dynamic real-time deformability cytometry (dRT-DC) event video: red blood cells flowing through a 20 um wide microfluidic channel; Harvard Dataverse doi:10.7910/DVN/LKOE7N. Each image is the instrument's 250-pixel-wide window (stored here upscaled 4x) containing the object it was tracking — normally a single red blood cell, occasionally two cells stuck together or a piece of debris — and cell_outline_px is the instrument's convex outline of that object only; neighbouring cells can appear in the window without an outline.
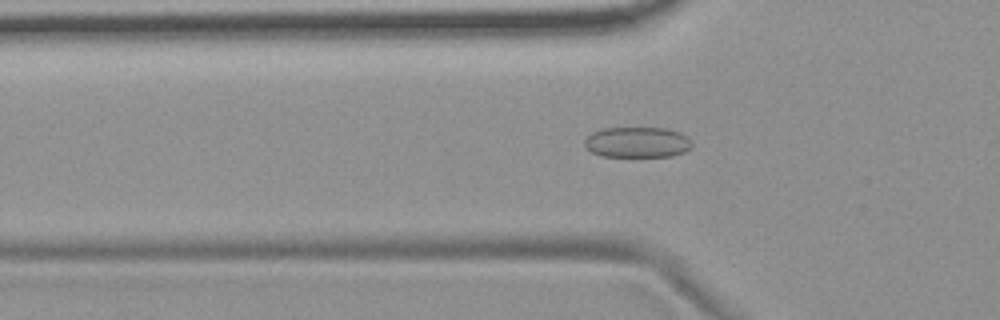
{"species": "common noctule bat (a hibernating species)", "species_latin": "Nyctalus noctula", "temperature_condition": "room temperature", "stored_images_in_passage": 54, "camera_frame_rate_fps": 3000, "um_per_image_px": 0.085, "animal": {"sex": "female", "body_mass_g": 19.9}, "frame": {"image": 1, "passage_image": 17, "time_ms": 5.333, "image_size_px": [1000, 320], "cell_outline_px": [[692, 148], [684, 152], [672, 156], [600, 156], [592, 152], [584, 144], [584, 140], [592, 132], [600, 128], [668, 128], [680, 132], [688, 136], [692, 144]], "centroid_in_image_um": [54.19, 12.08], "position_along_channel_um": 71.6, "area_um2": 19.31}}
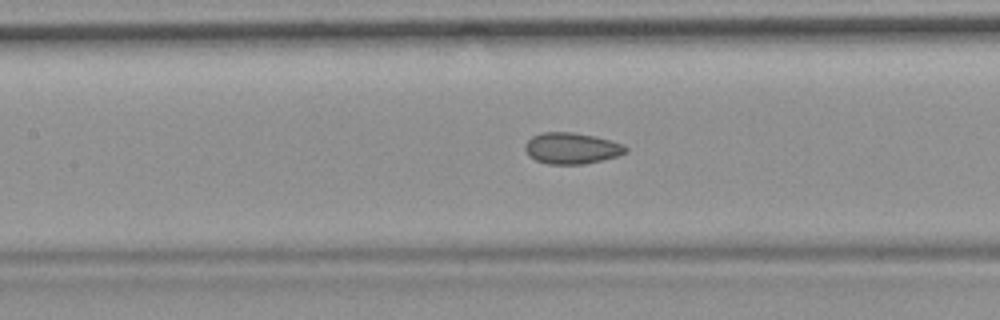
{"frame": {"image": 2, "passage_image": 24, "time_ms": 7.667, "image_size_px": [1000, 320], "cell_outline_px": [[628, 152], [616, 156], [584, 164], [548, 164], [536, 160], [528, 156], [524, 148], [524, 144], [532, 136], [544, 132], [572, 132], [596, 136], [624, 144], [628, 148]], "centroid_in_image_um": [48.58, 12.6], "position_along_channel_um": 158.8, "area_um2": 18.38}}
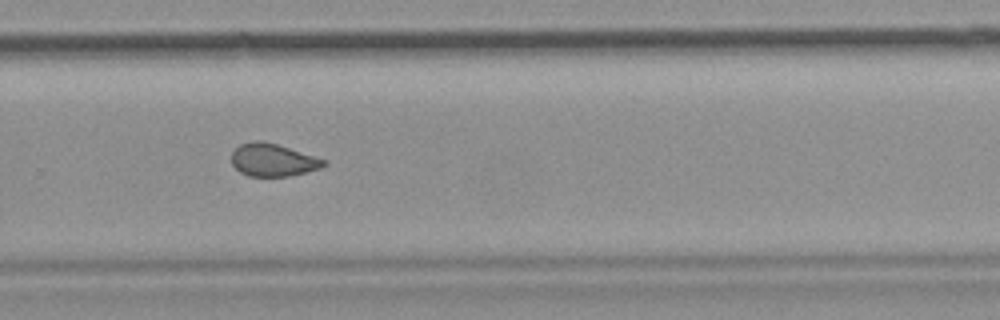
{"frame": {"image": 3, "passage_image": 36, "time_ms": 11.667, "image_size_px": [1000, 320], "cell_outline_px": [[328, 164], [320, 168], [288, 176], [248, 176], [240, 172], [232, 164], [232, 152], [240, 144], [252, 140], [260, 140], [276, 144], [328, 160]], "centroid_in_image_um": [23.2, 13.59], "position_along_channel_um": 306.6, "area_um2": 17.51}}